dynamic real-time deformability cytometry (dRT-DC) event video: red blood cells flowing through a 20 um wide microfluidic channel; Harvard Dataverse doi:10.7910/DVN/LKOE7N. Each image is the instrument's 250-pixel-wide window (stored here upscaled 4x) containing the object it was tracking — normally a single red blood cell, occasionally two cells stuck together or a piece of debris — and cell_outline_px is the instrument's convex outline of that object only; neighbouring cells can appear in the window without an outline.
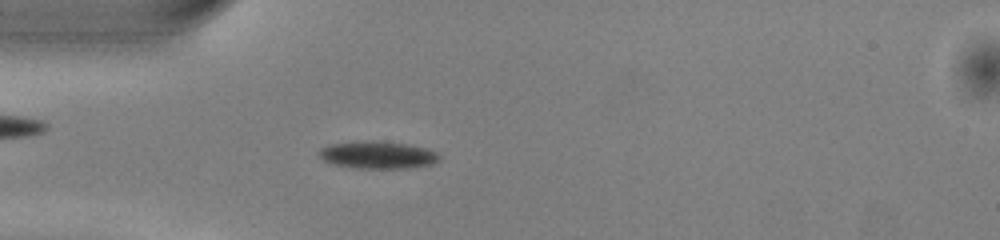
{"species": "common noctule bat (a hibernating species)", "species_latin": "Nyctalus noctula", "temperature_condition": "warm", "stored_images_in_passage": 47, "camera_frame_rate_fps": 3000, "um_per_image_px": 0.085, "animal": {"sex": "male", "body_mass_g": 13.0, "forearm_length_mm": 53.1}, "frame": {"image": 1, "passage_image": 11, "time_ms": 3.333, "image_size_px": [1000, 240], "cell_outline_px": [[440, 160], [432, 164], [408, 168], [356, 168], [332, 164], [324, 160], [316, 152], [320, 148], [328, 144], [356, 140], [372, 140], [408, 144], [428, 148], [436, 152], [440, 156]], "centroid_in_image_um": [32.07, 13.15], "position_along_channel_um": 52.9, "area_um2": 19.59}}
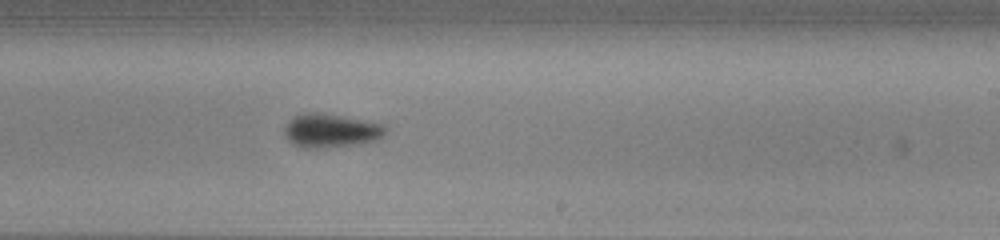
{"frame": {"image": 2, "passage_image": 27, "time_ms": 8.667, "image_size_px": [1000, 240], "cell_outline_px": [[388, 132], [384, 136], [376, 140], [360, 144], [320, 148], [304, 148], [292, 144], [284, 136], [284, 128], [288, 120], [292, 116], [304, 112], [316, 112], [384, 124], [388, 128]], "centroid_in_image_um": [28.1, 11.11], "position_along_channel_um": 260.9, "area_um2": 20.11}}
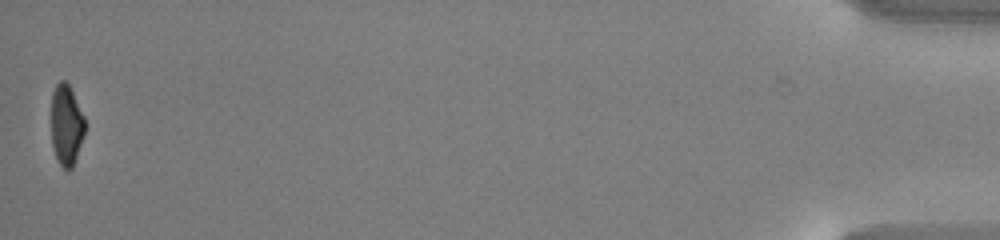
{"frame": {"image": 3, "passage_image": 47, "time_ms": 15.333, "image_size_px": [1000, 240], "cell_outline_px": [[84, 136], [72, 168], [68, 172], [60, 164], [56, 156], [52, 144], [52, 92], [56, 84], [60, 80], [64, 80], [68, 84], [84, 116]], "centroid_in_image_um": [5.64, 10.63], "position_along_channel_um": 429.6, "area_um2": 15.61}, "authors_computed_cell_mechanics": {"area_um2": 18.6116, "velocity_mm_per_s": 4.0481, "shape_relaxation_time_tau1_ms": 2.0403, "shape_relaxation_time_tau2_ms": 8.0381, "deformation_change_tau1": 0.1293, "deformation_change_tau2": 0.1538}}